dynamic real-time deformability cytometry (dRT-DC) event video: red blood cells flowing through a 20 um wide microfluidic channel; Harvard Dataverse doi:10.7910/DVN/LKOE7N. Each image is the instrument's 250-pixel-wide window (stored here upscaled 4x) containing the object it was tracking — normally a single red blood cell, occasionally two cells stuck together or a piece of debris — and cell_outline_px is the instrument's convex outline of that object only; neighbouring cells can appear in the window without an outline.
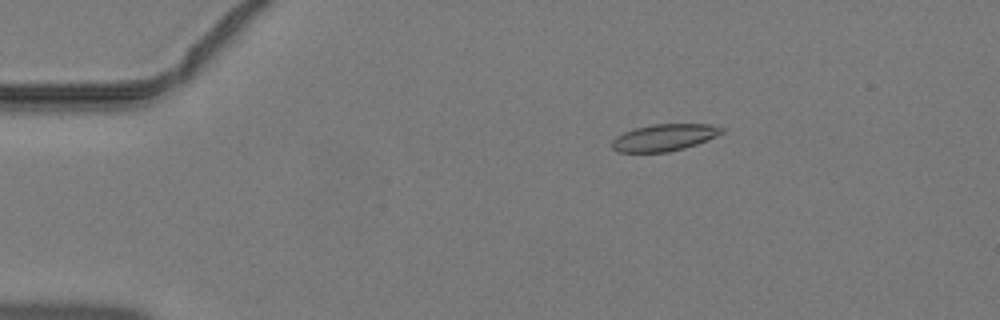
{"species": "common noctule bat (a hibernating species)", "species_latin": "Nyctalus noctula", "temperature_condition": "warm", "stored_images_in_passage": 45, "camera_frame_rate_fps": 3000, "um_per_image_px": 0.085, "animal": {"sex": "male", "body_mass_g": 19.2, "forearm_length_mm": 51.8}, "frame": {"image": 1, "passage_image": 8, "time_ms": 2.333, "image_size_px": [1000, 320], "cell_outline_px": [[724, 132], [716, 136], [696, 144], [684, 148], [668, 152], [616, 152], [612, 148], [612, 140], [616, 136], [624, 132], [636, 128], [652, 124], [712, 124], [724, 128]], "centroid_in_image_um": [56.45, 11.68], "position_along_channel_um": 28.5, "area_um2": 17.17}}
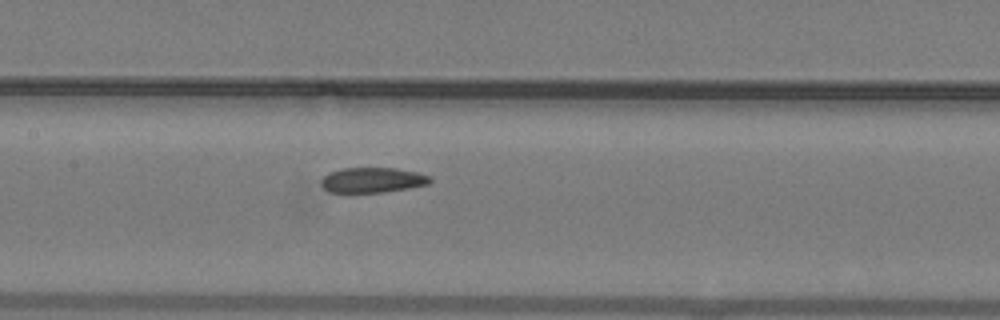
{"frame": {"image": 2, "passage_image": 22, "time_ms": 7.0, "image_size_px": [1000, 320], "cell_outline_px": [[432, 180], [428, 184], [408, 188], [384, 192], [328, 192], [320, 184], [320, 180], [328, 172], [340, 168], [396, 168], [416, 172], [432, 176]], "centroid_in_image_um": [31.64, 15.3], "position_along_channel_um": 175.8, "area_um2": 16.07}}
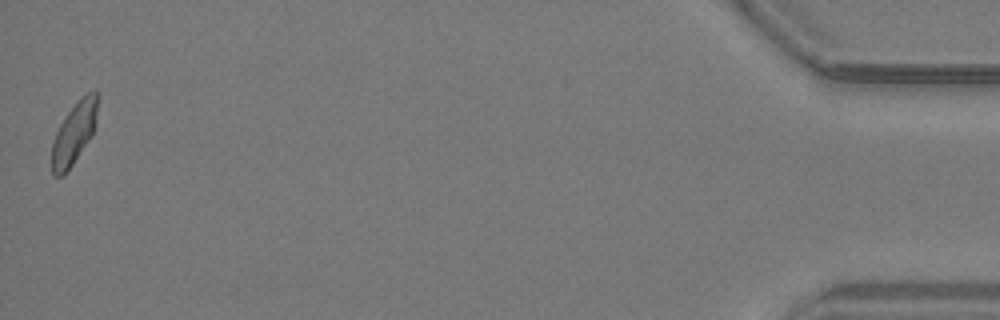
{"frame": {"image": 3, "passage_image": 45, "time_ms": 14.667, "image_size_px": [1000, 320], "cell_outline_px": [[100, 92], [96, 124], [92, 132], [72, 164], [64, 176], [52, 176], [52, 144], [56, 132], [60, 124], [68, 112], [80, 96], [96, 88]], "centroid_in_image_um": [6.33, 11.22], "position_along_channel_um": 428.9, "area_um2": 16.53}}